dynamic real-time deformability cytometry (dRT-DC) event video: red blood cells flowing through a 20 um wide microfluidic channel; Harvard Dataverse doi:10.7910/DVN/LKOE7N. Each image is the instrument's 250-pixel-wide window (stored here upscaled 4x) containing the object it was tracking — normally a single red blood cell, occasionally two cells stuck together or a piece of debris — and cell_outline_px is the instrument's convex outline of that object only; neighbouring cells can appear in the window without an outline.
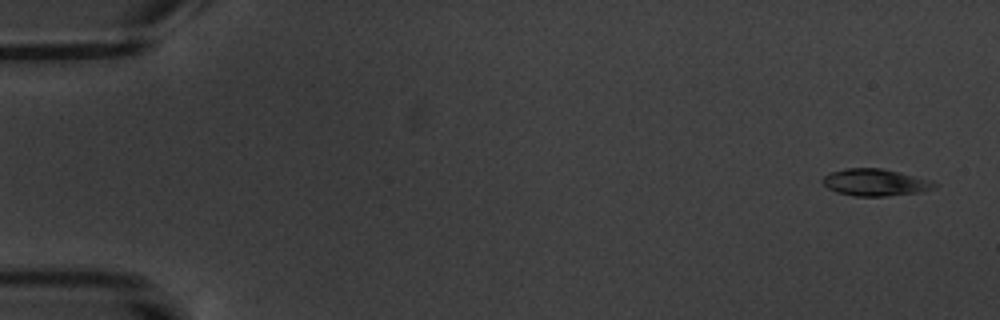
{"species": "common noctule bat (a hibernating species)", "species_latin": "Nyctalus noctula", "temperature_condition": "warm", "stored_images_in_passage": 10, "camera_frame_rate_fps": 3000, "um_per_image_px": 0.085, "animal": {"sex": "male", "body_mass_g": 20.1, "forearm_length_mm": 53.5}, "frame": {"image": 1, "passage_image": 1, "time_ms": 0.0, "image_size_px": [1000, 320], "cell_outline_px": [[940, 184], [936, 188], [924, 192], [884, 196], [856, 196], [836, 192], [828, 188], [820, 180], [824, 176], [832, 172], [844, 168], [880, 168], [900, 172], [928, 180]], "centroid_in_image_um": [74.41, 15.51], "position_along_channel_um": 10.6, "area_um2": 17.63}}
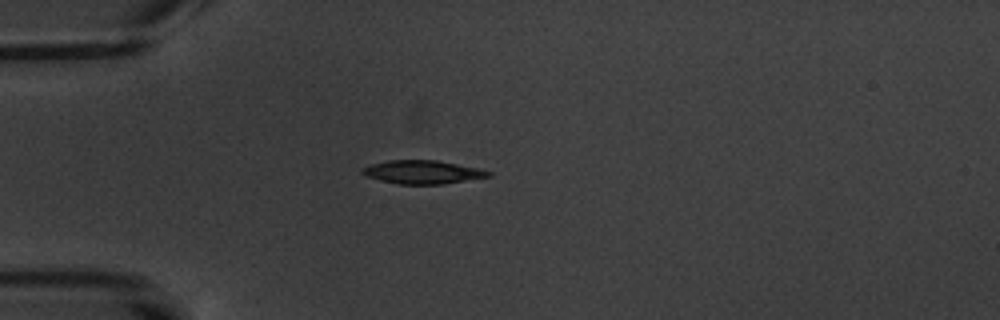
{"frame": {"image": 2, "passage_image": 5, "time_ms": 4.667, "image_size_px": [1000, 320], "cell_outline_px": [[492, 176], [440, 184], [396, 184], [364, 176], [360, 172], [360, 168], [372, 164], [388, 160], [436, 160], [476, 168], [492, 172]], "centroid_in_image_um": [35.84, 14.63], "position_along_channel_um": 49.2, "area_um2": 17.11}}